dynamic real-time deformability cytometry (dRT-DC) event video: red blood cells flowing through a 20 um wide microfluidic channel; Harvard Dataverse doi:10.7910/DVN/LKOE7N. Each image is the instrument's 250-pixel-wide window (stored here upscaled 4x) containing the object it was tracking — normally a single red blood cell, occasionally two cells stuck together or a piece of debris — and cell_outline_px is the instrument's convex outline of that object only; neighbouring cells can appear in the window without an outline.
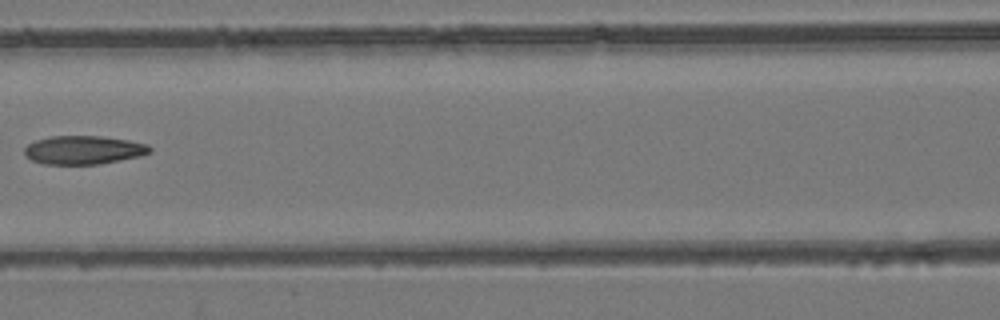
{"species": "common noctule bat (a hibernating species)", "species_latin": "Nyctalus noctula", "temperature_condition": "room temperature", "stored_images_in_passage": 7, "camera_frame_rate_fps": 3000, "um_per_image_px": 0.085, "animal": {"sex": "female", "body_mass_g": 24.6, "forearm_length_mm": 56.2}, "frame": {"image": 1, "passage_image": 7, "time_ms": 6.667, "image_size_px": [1000, 320], "cell_outline_px": [[152, 152], [140, 156], [100, 164], [44, 164], [32, 160], [24, 156], [24, 148], [28, 144], [36, 140], [52, 136], [100, 136], [128, 140], [148, 144], [152, 148]], "centroid_in_image_um": [7.11, 12.75], "position_along_channel_um": 159.5, "area_um2": 20.92}}